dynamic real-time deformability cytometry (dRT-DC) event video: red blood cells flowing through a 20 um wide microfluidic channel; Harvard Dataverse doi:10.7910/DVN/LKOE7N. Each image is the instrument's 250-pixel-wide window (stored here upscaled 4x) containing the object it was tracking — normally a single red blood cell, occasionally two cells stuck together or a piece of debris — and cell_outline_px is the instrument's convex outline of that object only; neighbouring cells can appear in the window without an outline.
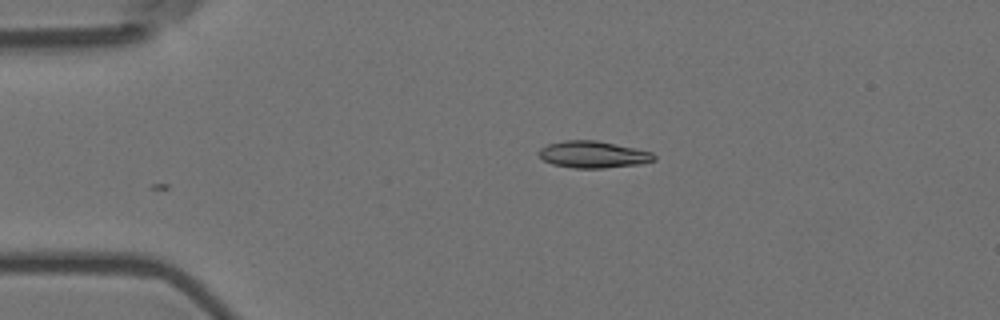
{"species": "Egyptian fruit bat (a non-hibernating species)", "species_latin": "Rousettus aegyptiacus", "temperature_condition": "room temperature", "stored_images_in_passage": 4, "camera_frame_rate_fps": 3000, "um_per_image_px": 0.085, "animal": {"sex": "female"}, "frame": {"image": 1, "passage_image": 4, "time_ms": 1.0, "image_size_px": [1000, 320], "cell_outline_px": [[656, 160], [640, 164], [604, 168], [572, 168], [552, 164], [544, 160], [536, 152], [540, 148], [548, 144], [564, 140], [596, 140], [636, 148], [652, 152], [656, 156]], "centroid_in_image_um": [50.42, 13.13], "position_along_channel_um": 34.6, "area_um2": 18.15}}